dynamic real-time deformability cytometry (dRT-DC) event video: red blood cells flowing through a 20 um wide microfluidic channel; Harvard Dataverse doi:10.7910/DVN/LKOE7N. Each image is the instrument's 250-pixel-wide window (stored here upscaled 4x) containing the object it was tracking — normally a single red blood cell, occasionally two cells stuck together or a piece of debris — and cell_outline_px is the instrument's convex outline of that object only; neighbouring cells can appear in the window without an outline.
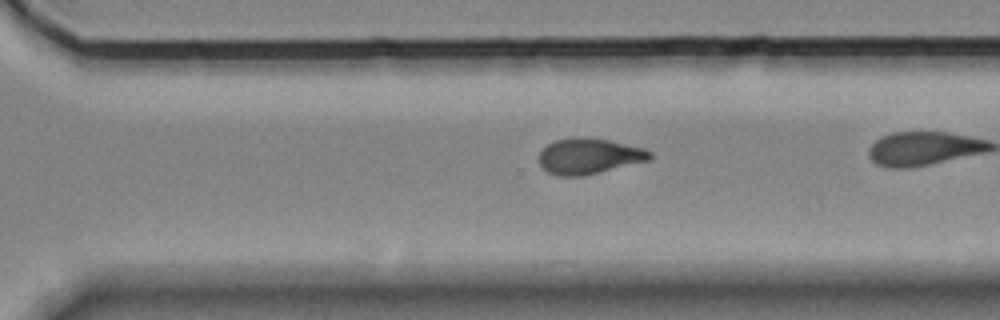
{"species": "Egyptian fruit bat (a non-hibernating species)", "species_latin": "Rousettus aegyptiacus", "temperature_condition": "room temperature", "stored_images_in_passage": 28, "camera_frame_rate_fps": 3000, "um_per_image_px": 0.085, "animal": {"sex": "female"}, "frame": {"image": 1, "passage_image": 24, "time_ms": 7.667, "image_size_px": [1000, 320], "cell_outline_px": [[652, 156], [648, 160], [584, 176], [556, 176], [548, 172], [540, 164], [540, 152], [548, 144], [556, 140], [576, 136], [584, 136], [608, 140], [644, 148], [652, 152]], "centroid_in_image_um": [50.06, 13.26], "position_along_channel_um": 320.5, "area_um2": 23.0}}